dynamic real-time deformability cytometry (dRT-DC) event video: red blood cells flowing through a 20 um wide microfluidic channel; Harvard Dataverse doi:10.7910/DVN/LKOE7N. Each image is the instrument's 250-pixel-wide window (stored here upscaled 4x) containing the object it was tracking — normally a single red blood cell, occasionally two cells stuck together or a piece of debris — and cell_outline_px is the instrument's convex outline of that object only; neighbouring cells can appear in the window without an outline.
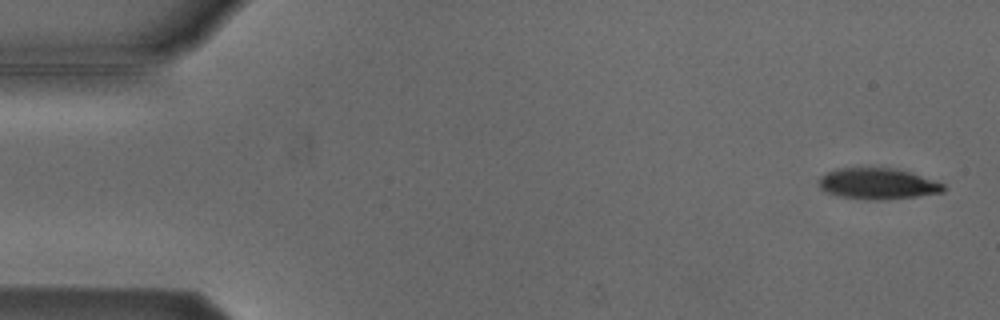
{"species": "Egyptian fruit bat (a non-hibernating species)", "species_latin": "Rousettus aegyptiacus", "temperature_condition": "cold", "stored_images_in_passage": 4, "camera_frame_rate_fps": 3000, "um_per_image_px": 0.085, "animal": {"sex": "male"}, "frame": {"image": 1, "passage_image": 1, "time_ms": 0.0, "image_size_px": [1000, 320], "cell_outline_px": [[948, 188], [944, 192], [916, 196], [884, 200], [868, 200], [836, 196], [824, 192], [820, 188], [820, 176], [836, 168], [896, 168], [912, 172], [936, 180], [944, 184]], "centroid_in_image_um": [74.64, 15.62], "position_along_channel_um": 10.4, "area_um2": 22.95}}
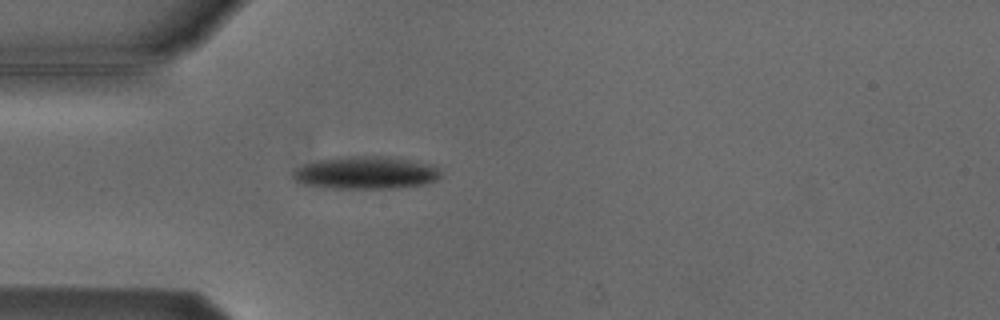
{"frame": {"image": 2, "passage_image": 4, "time_ms": 4.333, "image_size_px": [1000, 320], "cell_outline_px": [[444, 176], [428, 184], [392, 188], [324, 188], [296, 184], [292, 176], [292, 172], [296, 168], [304, 164], [316, 160], [340, 156], [380, 156], [408, 160], [432, 164], [440, 168]], "centroid_in_image_um": [31.06, 14.69], "position_along_channel_um": 53.9, "area_um2": 28.73}}